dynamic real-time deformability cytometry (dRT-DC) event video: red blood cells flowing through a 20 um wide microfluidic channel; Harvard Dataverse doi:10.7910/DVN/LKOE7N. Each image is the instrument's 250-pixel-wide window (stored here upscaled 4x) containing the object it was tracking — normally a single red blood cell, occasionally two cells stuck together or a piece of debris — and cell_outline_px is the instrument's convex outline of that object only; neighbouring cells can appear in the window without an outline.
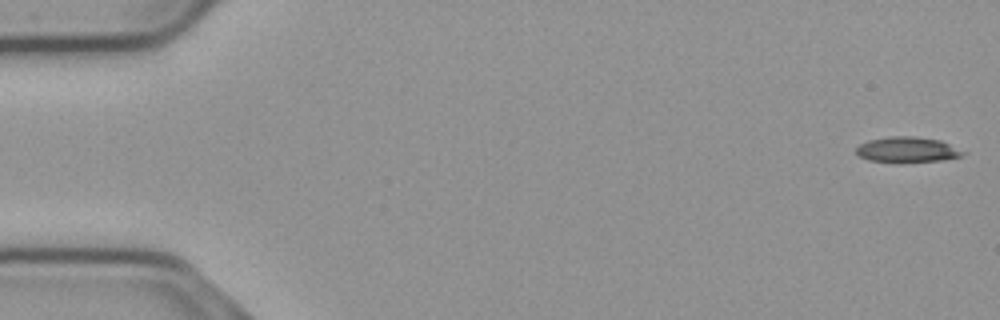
{"species": "common noctule bat (a hibernating species)", "species_latin": "Nyctalus noctula", "temperature_condition": "cold", "stored_images_in_passage": 55, "camera_frame_rate_fps": 3000, "um_per_image_px": 0.085, "animal": {"sex": "male", "body_mass_g": 23.1, "forearm_length_mm": 52.7}, "frame": {"image": 1, "passage_image": 1, "time_ms": 0.0, "image_size_px": [1000, 320], "cell_outline_px": [[968, 152], [960, 156], [940, 160], [868, 160], [856, 156], [856, 148], [860, 144], [868, 140], [888, 136], [916, 136], [940, 140]], "centroid_in_image_um": [77.1, 12.67], "position_along_channel_um": 7.9, "area_um2": 15.32}}
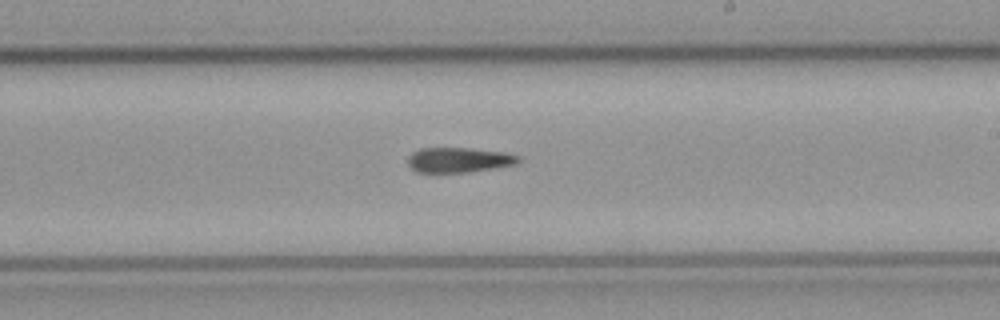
{"frame": {"image": 2, "passage_image": 32, "time_ms": 10.333, "image_size_px": [1000, 320], "cell_outline_px": [[520, 160], [516, 164], [468, 172], [416, 172], [408, 164], [408, 156], [412, 152], [420, 148], [472, 148], [508, 152], [520, 156]], "centroid_in_image_um": [39.01, 13.58], "position_along_channel_um": 250.0, "area_um2": 16.18}}
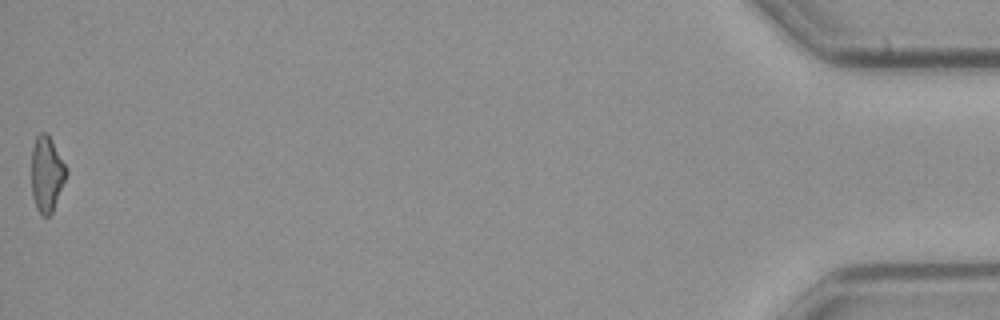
{"frame": {"image": 3, "passage_image": 55, "time_ms": 18.0, "image_size_px": [1000, 320], "cell_outline_px": [[68, 172], [52, 212], [48, 216], [44, 216], [36, 208], [32, 196], [32, 148], [36, 136], [40, 132], [44, 132], [52, 140]], "centroid_in_image_um": [3.96, 14.79], "position_along_channel_um": 431.2, "area_um2": 15.03}}